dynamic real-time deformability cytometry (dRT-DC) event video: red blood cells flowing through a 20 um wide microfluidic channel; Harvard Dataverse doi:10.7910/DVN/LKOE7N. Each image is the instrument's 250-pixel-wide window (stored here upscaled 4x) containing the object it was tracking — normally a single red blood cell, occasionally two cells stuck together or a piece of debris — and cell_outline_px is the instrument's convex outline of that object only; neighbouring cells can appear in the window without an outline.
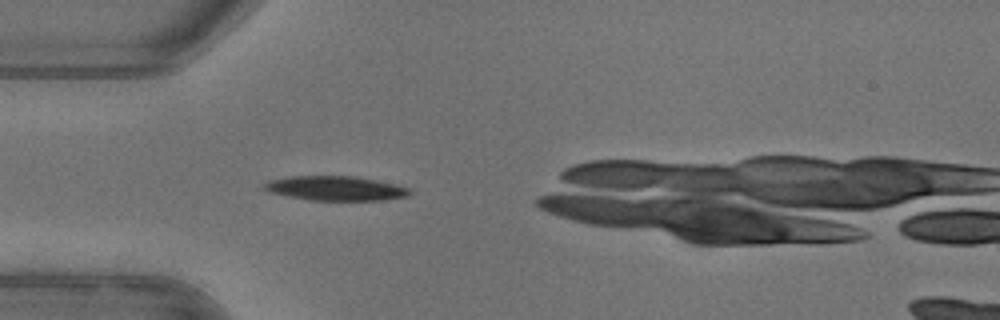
{"species": "common noctule bat (a hibernating species)", "species_latin": "Nyctalus noctula", "temperature_condition": "warm", "stored_images_in_passage": 32, "camera_frame_rate_fps": 3000, "um_per_image_px": 0.085, "animal": {"sex": "female"}, "frame": {"image": 1, "passage_image": 5, "time_ms": 1.333, "image_size_px": [1000, 320], "cell_outline_px": [[412, 192], [408, 196], [384, 200], [308, 200], [268, 192], [260, 188], [268, 180], [292, 176], [352, 176], [376, 180], [396, 184], [408, 188]], "centroid_in_image_um": [28.48, 16.01], "position_along_channel_um": 56.5, "area_um2": 20.81}}